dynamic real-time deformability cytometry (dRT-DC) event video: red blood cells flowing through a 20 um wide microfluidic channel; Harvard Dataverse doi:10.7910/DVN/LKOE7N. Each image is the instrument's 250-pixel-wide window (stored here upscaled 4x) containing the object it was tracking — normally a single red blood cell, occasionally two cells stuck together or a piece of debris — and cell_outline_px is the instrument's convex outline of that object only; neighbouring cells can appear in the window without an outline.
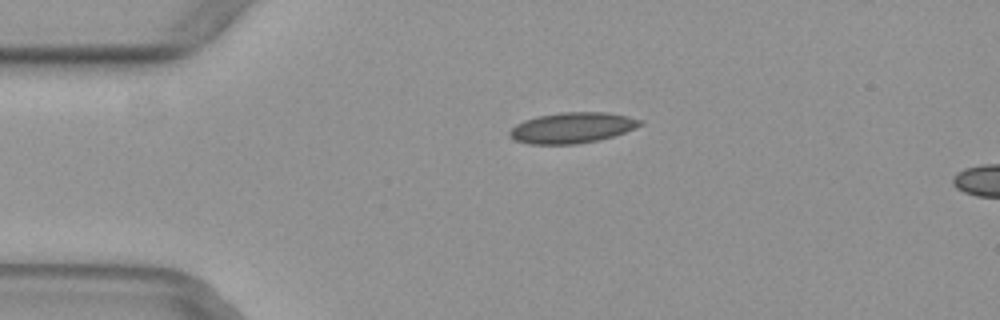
{"species": "common noctule bat (a hibernating species)", "species_latin": "Nyctalus noctula", "temperature_condition": "warm", "stored_images_in_passage": 43, "camera_frame_rate_fps": 3000, "um_per_image_px": 0.085, "animal": {"sex": "female", "body_mass_g": 29.2, "forearm_length_mm": 56.3}, "frame": {"image": 1, "passage_image": 4, "time_ms": 1.0, "image_size_px": [1000, 320], "cell_outline_px": [[644, 124], [636, 128], [612, 136], [596, 140], [576, 144], [528, 144], [516, 140], [508, 136], [508, 132], [516, 124], [524, 120], [536, 116], [560, 112], [608, 112], [628, 116], [644, 120]], "centroid_in_image_um": [48.64, 10.85], "position_along_channel_um": 36.4, "area_um2": 23.47}}
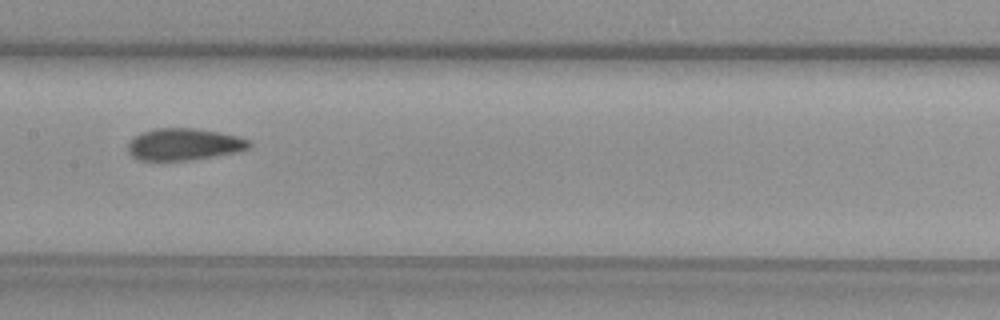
{"frame": {"image": 2, "passage_image": 18, "time_ms": 5.667, "image_size_px": [1000, 320], "cell_outline_px": [[252, 144], [248, 148], [236, 152], [188, 160], [140, 160], [132, 156], [128, 152], [128, 144], [140, 132], [156, 128], [192, 128], [220, 132], [236, 136], [248, 140]], "centroid_in_image_um": [15.62, 12.26], "position_along_channel_um": 191.8, "area_um2": 22.25}}
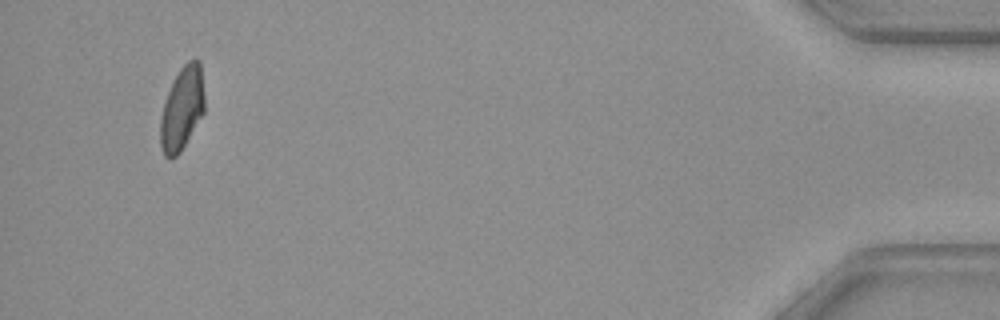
{"frame": {"image": 3, "passage_image": 41, "time_ms": 13.333, "image_size_px": [1000, 320], "cell_outline_px": [[204, 112], [180, 152], [176, 156], [168, 160], [164, 156], [160, 148], [160, 116], [172, 80], [180, 68], [188, 60], [200, 60], [204, 96]], "centroid_in_image_um": [15.45, 9.24], "position_along_channel_um": 419.7, "area_um2": 21.5}}